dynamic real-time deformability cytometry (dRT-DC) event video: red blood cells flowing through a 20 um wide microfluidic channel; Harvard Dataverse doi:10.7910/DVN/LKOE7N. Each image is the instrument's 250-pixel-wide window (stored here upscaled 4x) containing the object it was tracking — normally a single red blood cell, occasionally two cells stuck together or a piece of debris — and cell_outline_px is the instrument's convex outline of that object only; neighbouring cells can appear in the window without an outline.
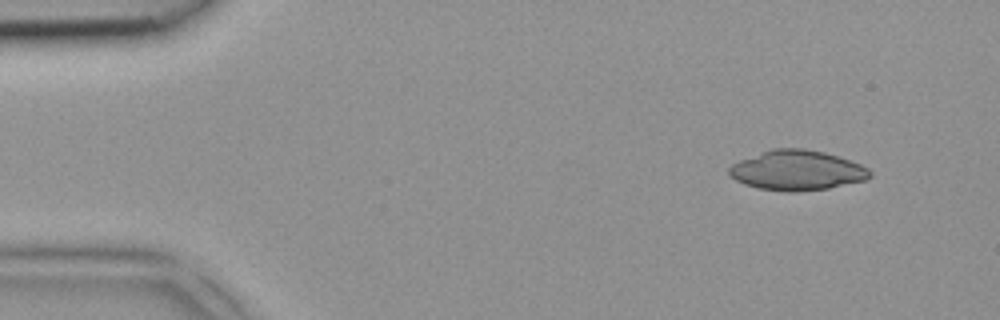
{"species": "common noctule bat (a hibernating species)", "species_latin": "Nyctalus noctula", "temperature_condition": "room temperature", "stored_images_in_passage": 4, "camera_frame_rate_fps": 3000, "um_per_image_px": 0.085, "animal": {"sex": "female", "body_mass_g": 18.4}, "frame": {"image": 1, "passage_image": 2, "time_ms": 0.333, "image_size_px": [1000, 320], "cell_outline_px": [[872, 176], [864, 180], [828, 188], [796, 192], [784, 192], [756, 188], [744, 184], [736, 180], [728, 172], [728, 168], [732, 164], [740, 160], [772, 148], [804, 148], [824, 152], [860, 164], [868, 168], [872, 172]], "centroid_in_image_um": [67.73, 14.49], "position_along_channel_um": 17.3, "area_um2": 32.71}}